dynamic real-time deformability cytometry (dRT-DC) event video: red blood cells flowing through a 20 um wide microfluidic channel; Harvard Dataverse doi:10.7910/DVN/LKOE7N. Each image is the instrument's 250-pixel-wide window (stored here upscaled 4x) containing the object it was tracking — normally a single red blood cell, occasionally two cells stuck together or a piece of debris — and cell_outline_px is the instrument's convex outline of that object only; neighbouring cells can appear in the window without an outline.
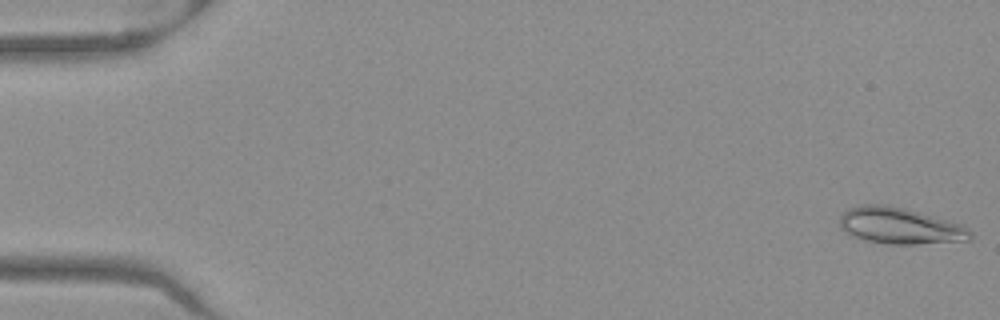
{"species": "Egyptian fruit bat (a non-hibernating species)", "species_latin": "Rousettus aegyptiacus", "temperature_condition": "warm", "stored_images_in_passage": 51, "camera_frame_rate_fps": 3000, "um_per_image_px": 0.085, "frame": {"image": 1, "passage_image": 1, "time_ms": 0.0, "image_size_px": [1000, 320], "cell_outline_px": [[972, 240], [916, 244], [888, 244], [864, 240], [852, 236], [840, 228], [840, 216], [848, 208], [864, 204], [888, 204], [920, 212], [964, 224], [972, 232]], "centroid_in_image_um": [76.52, 19.19], "position_along_channel_um": 8.5, "area_um2": 27.98}}
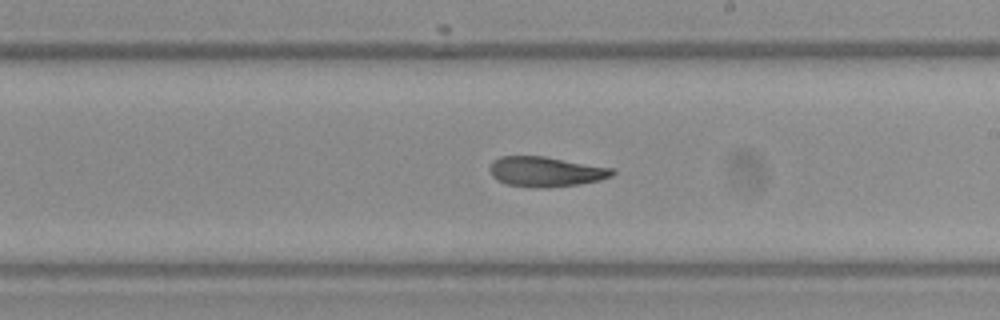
{"frame": {"image": 2, "passage_image": 30, "time_ms": 9.667, "image_size_px": [1000, 320], "cell_outline_px": [[616, 172], [612, 176], [600, 180], [580, 184], [548, 188], [540, 188], [508, 184], [496, 180], [492, 176], [488, 168], [492, 160], [500, 156], [544, 156], [612, 168]], "centroid_in_image_um": [46.36, 14.59], "position_along_channel_um": 242.6, "area_um2": 21.56}}
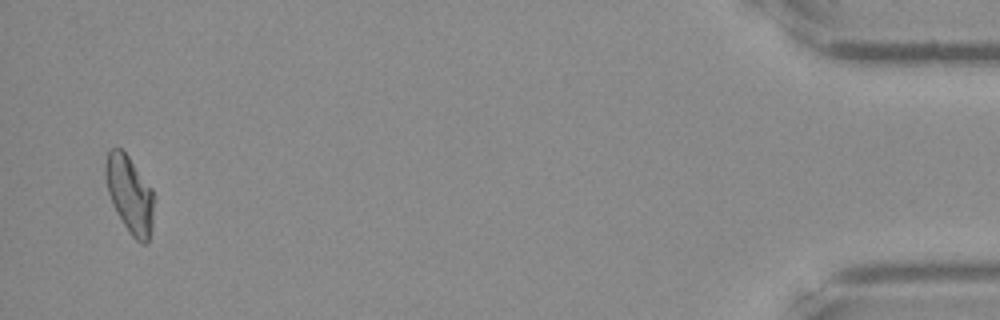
{"frame": {"image": 3, "passage_image": 50, "time_ms": 16.333, "image_size_px": [1000, 320], "cell_outline_px": [[152, 228], [148, 244], [140, 244], [132, 236], [116, 212], [112, 204], [108, 192], [104, 176], [104, 168], [108, 152], [112, 148], [120, 148], [128, 156], [152, 188]], "centroid_in_image_um": [11.0, 16.54], "position_along_channel_um": 424.2, "area_um2": 21.62}, "authors_computed_cell_mechanics": {"area_um2": 22.1952, "velocity_mm_per_s": 3.9676, "shape_relaxation_time_tau1_ms": null, "shape_relaxation_time_tau2_ms": 4.7472, "deformation_change_tau1": null, "deformation_change_tau2": 0.1198}}